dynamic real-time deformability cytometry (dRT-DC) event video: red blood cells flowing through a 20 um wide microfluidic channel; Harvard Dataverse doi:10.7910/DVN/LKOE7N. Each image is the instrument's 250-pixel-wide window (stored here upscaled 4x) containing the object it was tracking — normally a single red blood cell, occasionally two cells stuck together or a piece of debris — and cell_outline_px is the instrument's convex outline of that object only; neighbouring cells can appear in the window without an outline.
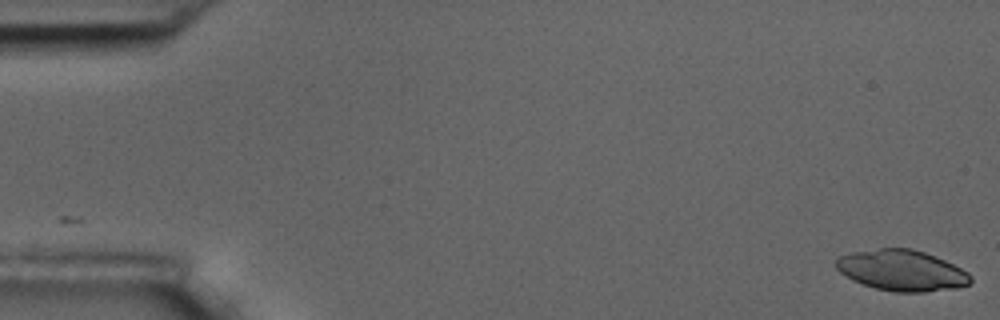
{"species": "common noctule bat (a hibernating species)", "species_latin": "Nyctalus noctula", "temperature_condition": "room temperature", "stored_images_in_passage": 2, "camera_frame_rate_fps": 3000, "um_per_image_px": 0.085, "animal": {"sex": "male", "body_mass_g": 17.5, "forearm_length_mm": 52.3}, "frame": {"image": 1, "passage_image": 2, "time_ms": 1.333, "image_size_px": [1000, 320], "cell_outline_px": [[972, 280], [968, 284], [956, 288], [924, 292], [896, 292], [876, 288], [852, 280], [840, 272], [836, 268], [836, 260], [840, 256], [852, 252], [880, 248], [912, 248], [924, 252], [944, 260], [968, 272], [972, 276]], "centroid_in_image_um": [76.65, 22.98], "position_along_channel_um": 8.3, "area_um2": 31.85}}